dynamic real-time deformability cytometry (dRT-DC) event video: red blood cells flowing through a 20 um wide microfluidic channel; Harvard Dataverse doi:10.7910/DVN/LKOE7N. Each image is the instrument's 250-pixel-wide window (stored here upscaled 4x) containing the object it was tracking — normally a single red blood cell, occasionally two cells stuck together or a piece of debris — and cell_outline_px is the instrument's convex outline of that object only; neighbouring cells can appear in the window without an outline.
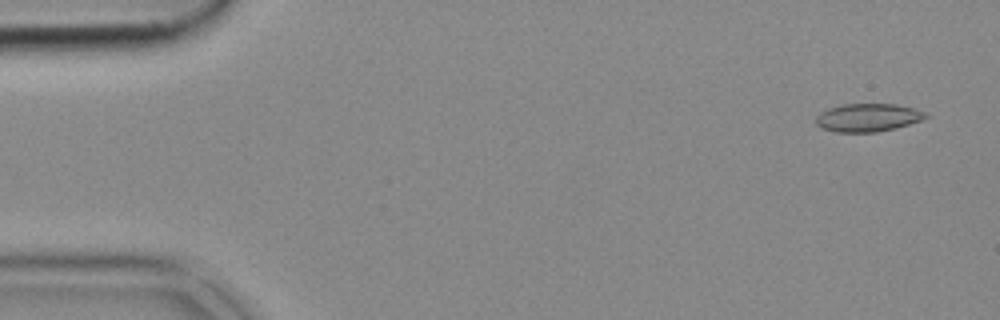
{"species": "common noctule bat (a hibernating species)", "species_latin": "Nyctalus noctula", "temperature_condition": "cold", "stored_images_in_passage": 53, "camera_frame_rate_fps": 3000, "um_per_image_px": 0.085, "animal": {"sex": "female", "body_mass_g": 18.4}, "frame": {"image": 1, "passage_image": 3, "time_ms": 0.667, "image_size_px": [1000, 320], "cell_outline_px": [[928, 116], [920, 120], [908, 124], [876, 132], [836, 132], [824, 128], [816, 124], [816, 116], [820, 112], [828, 108], [844, 104], [896, 104], [912, 108], [924, 112]], "centroid_in_image_um": [73.72, 9.98], "position_along_channel_um": 11.3, "area_um2": 17.63}}
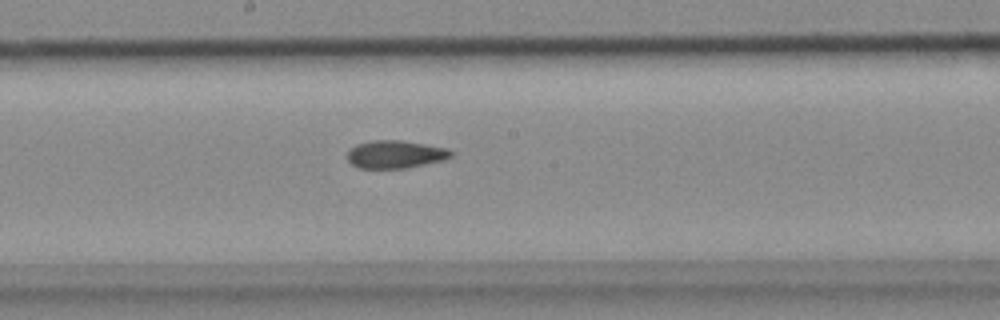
{"frame": {"image": 2, "passage_image": 28, "time_ms": 9.0, "image_size_px": [1000, 320], "cell_outline_px": [[452, 156], [444, 160], [408, 168], [360, 168], [352, 164], [348, 160], [348, 152], [356, 144], [372, 140], [400, 140], [448, 148], [452, 152]], "centroid_in_image_um": [33.62, 13.12], "position_along_channel_um": 214.6, "area_um2": 16.76}}
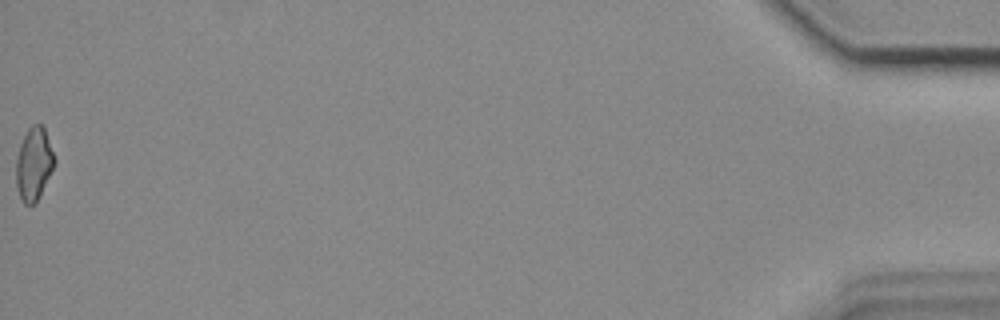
{"frame": {"image": 3, "passage_image": 53, "time_ms": 17.333, "image_size_px": [1000, 320], "cell_outline_px": [[56, 164], [36, 204], [24, 204], [20, 196], [16, 184], [16, 160], [20, 144], [28, 128], [32, 124], [44, 124], [56, 160]], "centroid_in_image_um": [2.9, 13.91], "position_along_channel_um": 432.3, "area_um2": 16.59}}